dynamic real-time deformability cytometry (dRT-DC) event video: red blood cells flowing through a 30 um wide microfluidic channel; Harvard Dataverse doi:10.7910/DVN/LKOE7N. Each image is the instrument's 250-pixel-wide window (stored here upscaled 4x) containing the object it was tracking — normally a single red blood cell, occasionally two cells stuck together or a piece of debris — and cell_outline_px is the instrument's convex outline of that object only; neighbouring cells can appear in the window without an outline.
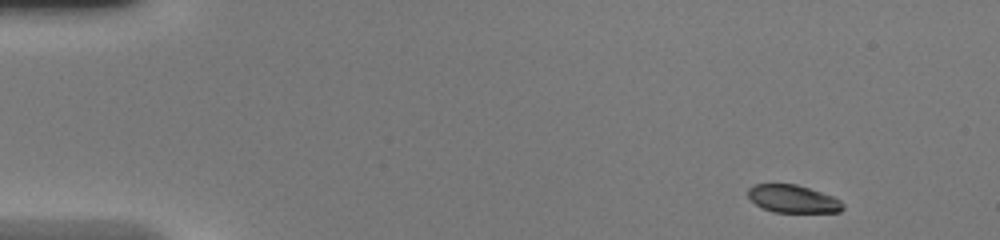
{"species": "common noctule bat (a hibernating species)", "species_latin": "Nyctalus noctula", "temperature_condition": "warm", "stored_images_in_passage": 43, "camera_frame_rate_fps": 3000, "um_per_image_px": 0.085, "animal": {"sex": "female", "body_mass_g": 20.0, "forearm_length_mm": 54.0}, "frame": {"image": 1, "passage_image": 1, "time_ms": 0.0, "image_size_px": [1000, 240], "cell_outline_px": [[844, 208], [840, 212], [772, 212], [760, 208], [748, 196], [748, 188], [752, 184], [796, 184], [832, 196], [840, 200], [844, 204]], "centroid_in_image_um": [67.38, 16.91], "position_along_channel_um": 17.6, "area_um2": 15.37}}
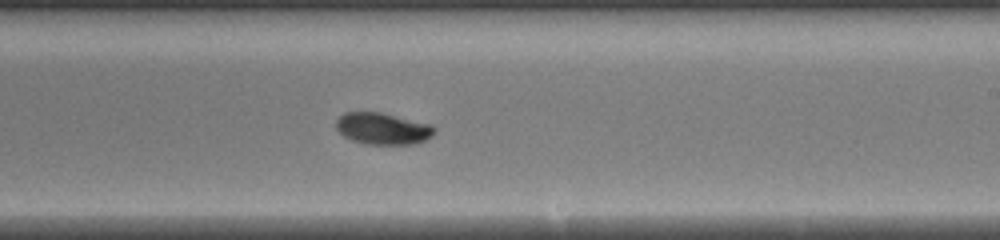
{"frame": {"image": 2, "passage_image": 25, "time_ms": 8.0, "image_size_px": [1000, 240], "cell_outline_px": [[436, 132], [432, 136], [424, 140], [412, 144], [368, 144], [352, 140], [344, 136], [336, 128], [336, 120], [344, 112], [380, 112], [432, 124], [436, 128]], "centroid_in_image_um": [32.55, 10.92], "position_along_channel_um": 256.4, "area_um2": 18.15}}
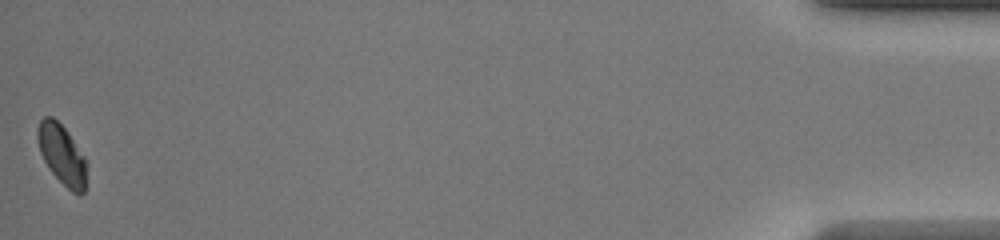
{"frame": {"image": 3, "passage_image": 43, "time_ms": 14.0, "image_size_px": [1000, 240], "cell_outline_px": [[88, 164], [84, 192], [80, 196], [72, 192], [48, 168], [40, 152], [36, 140], [36, 128], [40, 120], [44, 116], [52, 116], [68, 132], [84, 156]], "centroid_in_image_um": [5.26, 13.13], "position_along_channel_um": 429.9, "area_um2": 17.34}}